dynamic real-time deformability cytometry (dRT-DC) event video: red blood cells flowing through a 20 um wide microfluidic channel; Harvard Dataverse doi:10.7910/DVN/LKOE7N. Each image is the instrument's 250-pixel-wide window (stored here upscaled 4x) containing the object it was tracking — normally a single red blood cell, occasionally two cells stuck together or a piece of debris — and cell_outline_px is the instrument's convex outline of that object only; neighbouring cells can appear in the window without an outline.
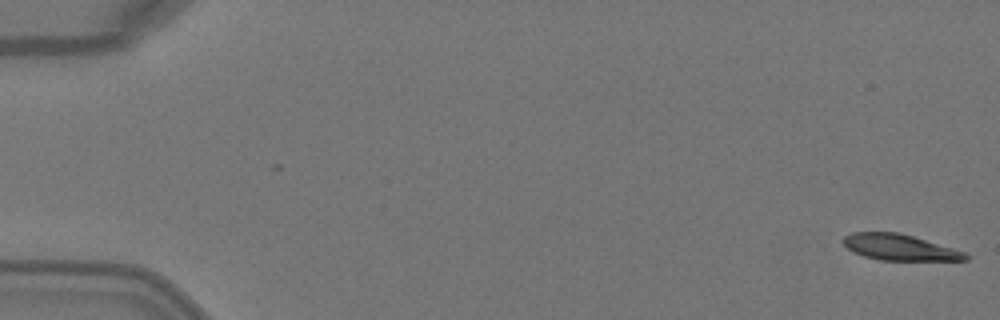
{"species": "Egyptian fruit bat (a non-hibernating species)", "species_latin": "Rousettus aegyptiacus", "temperature_condition": "warm", "stored_images_in_passage": 4, "camera_frame_rate_fps": 3000, "um_per_image_px": 0.085, "animal": {"sex": "female"}, "frame": {"image": 1, "passage_image": 1, "time_ms": 0.0, "image_size_px": [1000, 320], "cell_outline_px": [[972, 256], [968, 260], [880, 260], [864, 256], [852, 252], [840, 240], [844, 236], [852, 232], [900, 232], [952, 248], [964, 252]], "centroid_in_image_um": [76.44, 21.02], "position_along_channel_um": 8.6, "area_um2": 18.55}}
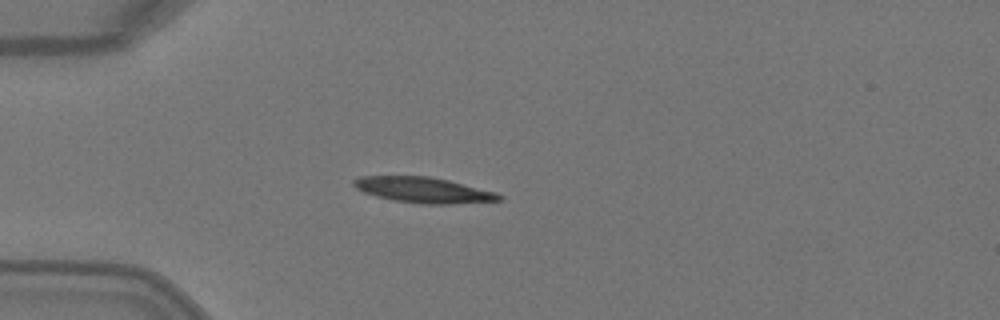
{"frame": {"image": 2, "passage_image": 4, "time_ms": 1.0, "image_size_px": [1000, 320], "cell_outline_px": [[504, 200], [452, 204], [420, 204], [392, 200], [376, 196], [364, 192], [356, 188], [352, 184], [352, 180], [360, 176], [428, 176], [448, 180], [496, 192], [504, 196]], "centroid_in_image_um": [36.0, 16.15], "position_along_channel_um": 49.0, "area_um2": 21.79}}